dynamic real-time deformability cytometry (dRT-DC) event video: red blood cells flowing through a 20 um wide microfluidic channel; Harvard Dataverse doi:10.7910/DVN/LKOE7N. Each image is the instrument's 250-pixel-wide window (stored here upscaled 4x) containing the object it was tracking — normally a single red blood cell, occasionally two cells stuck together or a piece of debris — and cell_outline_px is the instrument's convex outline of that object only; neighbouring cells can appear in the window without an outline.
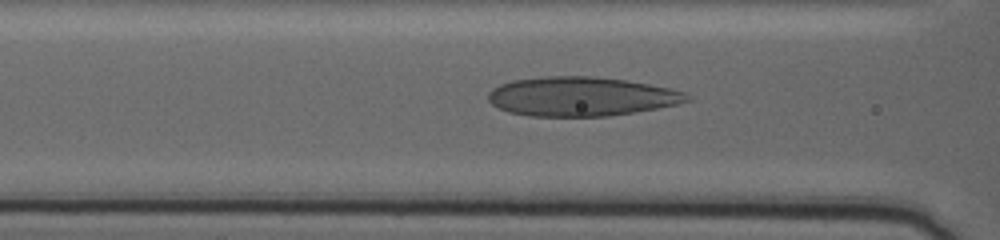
{"species": "human", "species_latin": "Homo sapiens", "temperature_condition": "warm", "stored_images_in_passage": 52, "camera_frame_rate_fps": 3000, "um_per_image_px": 0.085, "donor": {"sex": "female"}, "frame": {"image": 1, "passage_image": 11, "time_ms": 3.333, "image_size_px": [1000, 240], "cell_outline_px": [[688, 100], [676, 104], [656, 108], [608, 116], [528, 116], [508, 112], [492, 104], [488, 100], [488, 92], [492, 88], [500, 84], [512, 80], [544, 76], [592, 76], [624, 80], [648, 84], [688, 92]], "centroid_in_image_um": [49.34, 8.2], "position_along_channel_um": 117.3, "area_um2": 45.2}}
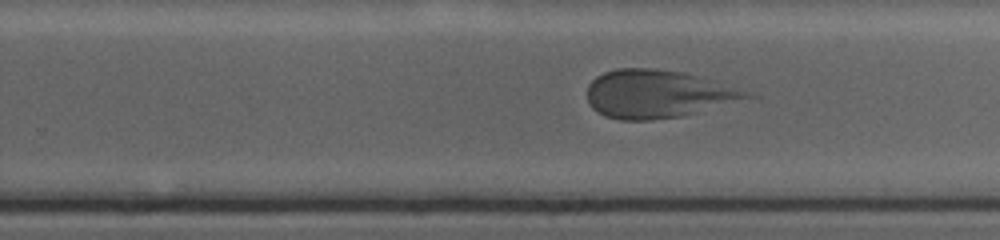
{"frame": {"image": 2, "passage_image": 28, "time_ms": 9.0, "image_size_px": [1000, 240], "cell_outline_px": [[760, 96], [680, 116], [652, 120], [620, 120], [604, 116], [592, 108], [588, 100], [588, 84], [596, 76], [604, 72], [616, 68], [652, 68], [684, 72], [748, 92]], "centroid_in_image_um": [55.86, 7.99], "position_along_channel_um": 273.9, "area_um2": 44.33}}
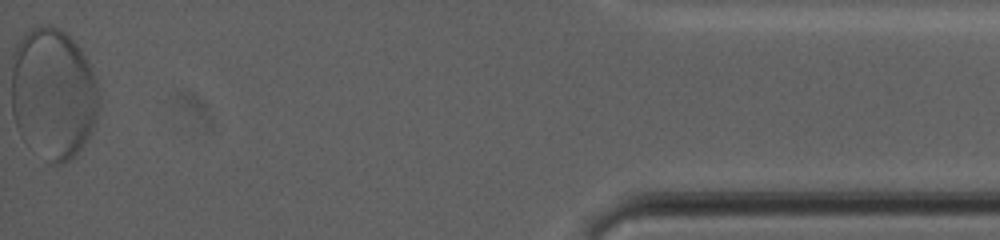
{"frame": {"image": 3, "passage_image": 52, "time_ms": 17.0, "image_size_px": [1000, 240], "cell_outline_px": [[100, 108], [96, 124], [92, 132], [84, 144], [68, 160], [60, 164], [52, 164], [24, 140], [20, 136], [16, 128], [12, 116], [12, 52], [16, 44], [32, 28], [40, 24], [44, 24], [56, 28], [64, 32], [80, 48], [88, 60], [96, 80], [100, 96]], "centroid_in_image_um": [4.52, 7.96], "position_along_channel_um": 430.7, "area_um2": 67.45}}